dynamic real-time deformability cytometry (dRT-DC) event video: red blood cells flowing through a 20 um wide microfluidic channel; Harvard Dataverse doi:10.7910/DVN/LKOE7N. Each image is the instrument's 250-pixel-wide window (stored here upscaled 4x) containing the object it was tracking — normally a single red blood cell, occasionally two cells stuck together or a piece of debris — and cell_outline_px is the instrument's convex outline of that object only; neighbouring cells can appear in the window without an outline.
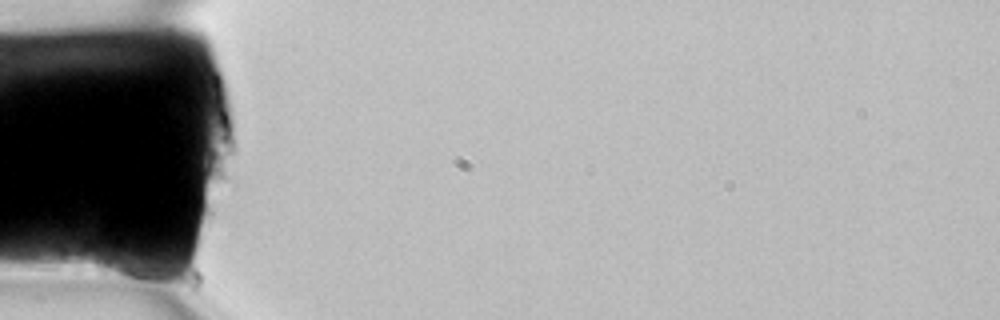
{"species": "common noctule bat (a hibernating species)", "species_latin": "Nyctalus noctula", "temperature_condition": "room temperature", "stored_images_in_passage": 2, "camera_frame_rate_fps": 3000, "um_per_image_px": 0.085, "animal": {"sex": "female", "body_mass_g": 22.7, "forearm_length_mm": 54.2}, "frame": {"image": 1, "passage_image": 1, "time_ms": 0.0, "image_size_px": [1000, 320], "cell_outline_px": [[160, 276], [156, 288], [96, 272], [92, 260], [96, 244], [140, 256], [156, 268]], "centroid_in_image_um": [10.6, 22.63], "position_along_channel_um": 74.4, "area_um2": 12.31}}